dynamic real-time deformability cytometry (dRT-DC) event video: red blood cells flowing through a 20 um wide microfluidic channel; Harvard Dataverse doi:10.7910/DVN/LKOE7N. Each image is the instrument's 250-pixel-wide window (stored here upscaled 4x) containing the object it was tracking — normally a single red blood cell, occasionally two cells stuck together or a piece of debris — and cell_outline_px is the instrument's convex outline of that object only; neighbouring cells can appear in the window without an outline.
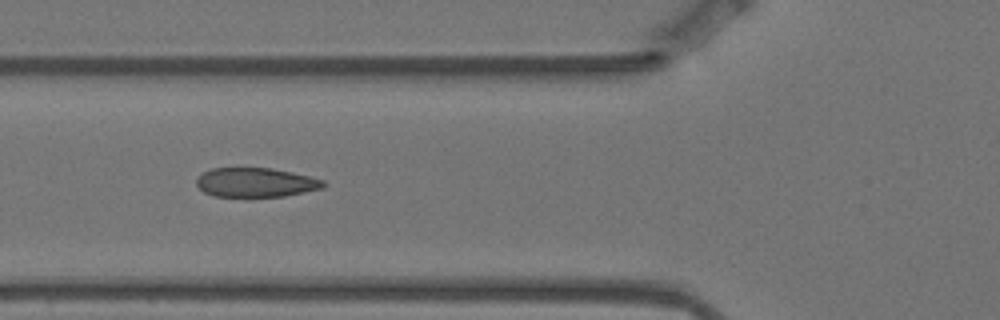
{"species": "Egyptian fruit bat (a non-hibernating species)", "species_latin": "Rousettus aegyptiacus", "temperature_condition": "warm", "stored_images_in_passage": 14, "camera_frame_rate_fps": 3000, "um_per_image_px": 0.085, "animal": {"sex": "female"}, "frame": {"image": 1, "passage_image": 5, "time_ms": 1.333, "image_size_px": [1000, 320], "cell_outline_px": [[328, 184], [324, 188], [284, 196], [212, 196], [204, 192], [196, 184], [196, 180], [204, 172], [212, 168], [272, 168], [292, 172], [324, 180]], "centroid_in_image_um": [21.77, 15.5], "position_along_channel_um": 104.0, "area_um2": 21.56}}
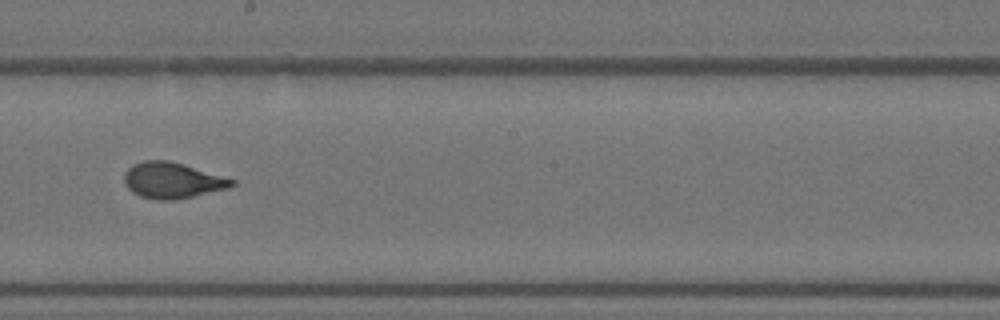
{"frame": {"image": 2, "passage_image": 8, "time_ms": 2.333, "image_size_px": [1000, 320], "cell_outline_px": [[236, 184], [228, 188], [176, 200], [156, 200], [140, 196], [132, 192], [128, 188], [124, 180], [124, 172], [132, 164], [144, 160], [168, 160], [236, 180]], "centroid_in_image_um": [14.62, 15.34], "position_along_channel_um": 233.6, "area_um2": 22.43}}
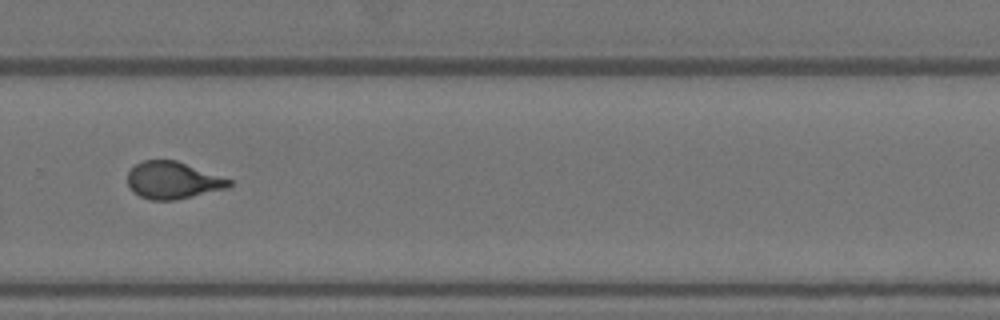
{"frame": {"image": 3, "passage_image": 10, "time_ms": 3.0, "image_size_px": [1000, 320], "cell_outline_px": [[232, 184], [228, 188], [176, 200], [152, 200], [140, 196], [128, 184], [128, 172], [136, 164], [144, 160], [176, 160], [232, 180]], "centroid_in_image_um": [14.71, 15.32], "position_along_channel_um": 315.1, "area_um2": 21.73}}